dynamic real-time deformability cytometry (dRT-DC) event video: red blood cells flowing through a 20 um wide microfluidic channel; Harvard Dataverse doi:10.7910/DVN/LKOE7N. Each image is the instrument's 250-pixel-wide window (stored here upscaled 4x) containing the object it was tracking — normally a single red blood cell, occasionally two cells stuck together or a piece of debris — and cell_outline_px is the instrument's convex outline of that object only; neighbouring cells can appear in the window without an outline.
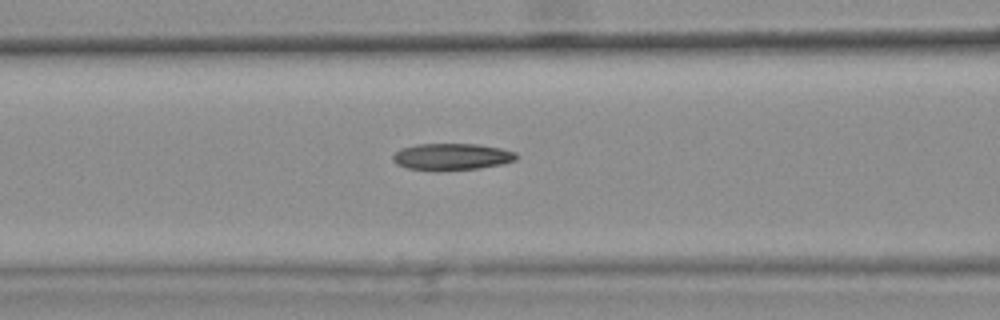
{"species": "common noctule bat (a hibernating species)", "species_latin": "Nyctalus noctula", "temperature_condition": "warm", "stored_images_in_passage": 36, "camera_frame_rate_fps": 3000, "um_per_image_px": 0.085, "animal": {"sex": "female", "body_mass_g": 25.1}, "frame": {"image": 1, "passage_image": 11, "time_ms": 3.333, "image_size_px": [1000, 320], "cell_outline_px": [[516, 160], [504, 164], [480, 168], [408, 168], [396, 164], [392, 160], [392, 156], [400, 148], [416, 144], [480, 144], [500, 148], [516, 152]], "centroid_in_image_um": [38.43, 13.28], "position_along_channel_um": 128.2, "area_um2": 18.61}, "authors_computed_cell_mechanics": {"area_um2": 18.9295, "velocity_mm_per_s": 3.809, "shape_relaxation_time_tau1_ms": null, "shape_relaxation_time_tau2_ms": 6.435, "deformation_change_tau1": null, "deformation_change_tau2": 0.1567}}